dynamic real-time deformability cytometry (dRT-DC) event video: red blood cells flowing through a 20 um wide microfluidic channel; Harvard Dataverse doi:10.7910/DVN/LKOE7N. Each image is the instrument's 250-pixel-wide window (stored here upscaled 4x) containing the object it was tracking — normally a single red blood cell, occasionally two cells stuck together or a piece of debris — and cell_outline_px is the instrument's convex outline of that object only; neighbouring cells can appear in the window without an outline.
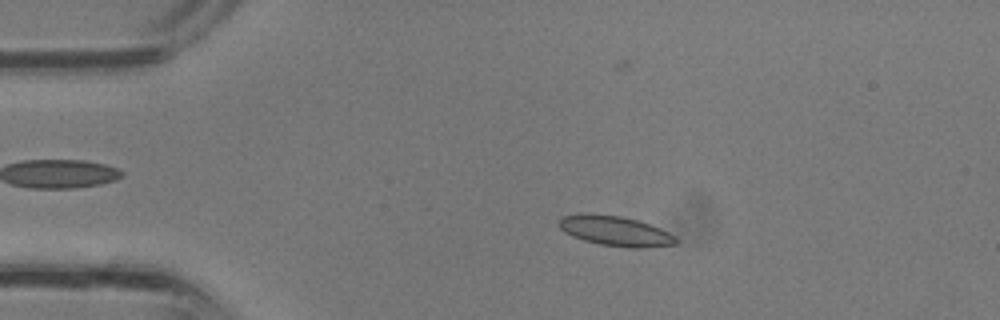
{"species": "common noctule bat (a hibernating species)", "species_latin": "Nyctalus noctula", "temperature_condition": "room temperature", "stored_images_in_passage": 35, "camera_frame_rate_fps": 3000, "um_per_image_px": 0.085, "animal": {"sex": "male", "body_mass_g": 13.3}, "frame": {"image": 1, "passage_image": 6, "time_ms": 1.667, "image_size_px": [1000, 320], "cell_outline_px": [[680, 244], [644, 248], [628, 248], [600, 244], [584, 240], [572, 236], [564, 232], [560, 228], [560, 216], [580, 212], [588, 212], [620, 216], [636, 220], [660, 228], [676, 236], [680, 240]], "centroid_in_image_um": [52.32, 19.63], "position_along_channel_um": 32.7, "area_um2": 20.81}}
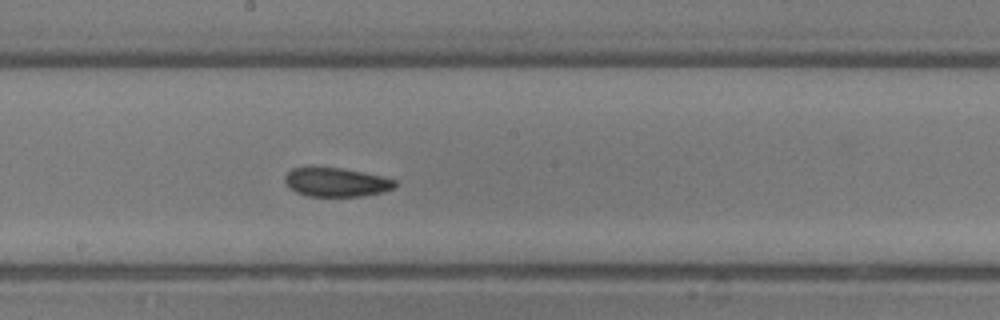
{"frame": {"image": 2, "passage_image": 18, "time_ms": 5.667, "image_size_px": [1000, 320], "cell_outline_px": [[396, 188], [384, 192], [364, 196], [308, 196], [296, 192], [288, 188], [284, 180], [284, 176], [292, 168], [340, 168], [364, 172], [396, 180]], "centroid_in_image_um": [28.59, 15.5], "position_along_channel_um": 219.6, "area_um2": 18.55}}
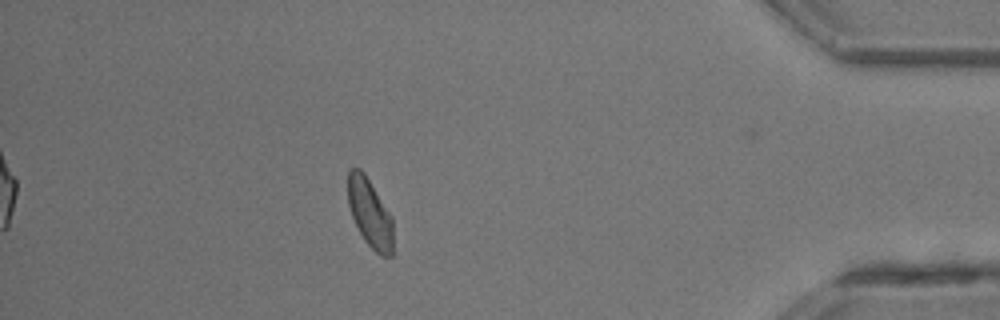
{"frame": {"image": 3, "passage_image": 30, "time_ms": 9.667, "image_size_px": [1000, 320], "cell_outline_px": [[392, 256], [380, 256], [364, 240], [352, 216], [348, 204], [348, 172], [352, 168], [360, 168], [364, 172], [392, 216]], "centroid_in_image_um": [31.44, 18.1], "position_along_channel_um": 403.8, "area_um2": 17.92}}